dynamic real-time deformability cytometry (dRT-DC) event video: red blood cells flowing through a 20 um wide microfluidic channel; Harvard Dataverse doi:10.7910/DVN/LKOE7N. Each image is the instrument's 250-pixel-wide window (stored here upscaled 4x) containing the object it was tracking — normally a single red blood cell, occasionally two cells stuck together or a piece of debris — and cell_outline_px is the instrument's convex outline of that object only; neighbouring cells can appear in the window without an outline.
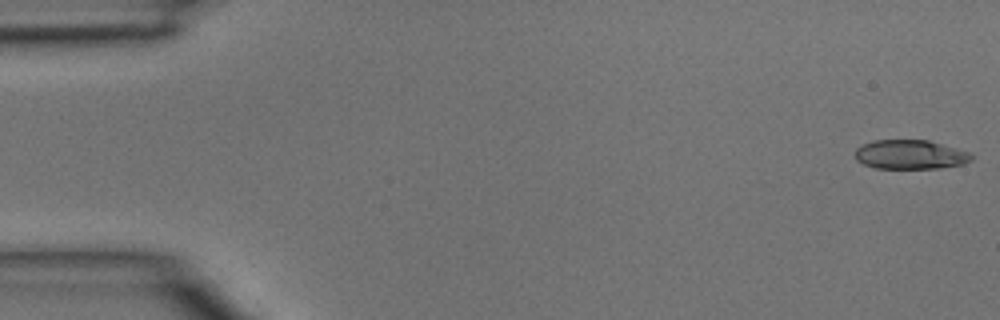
{"species": "common noctule bat (a hibernating species)", "species_latin": "Nyctalus noctula", "temperature_condition": "room temperature", "stored_images_in_passage": 4, "camera_frame_rate_fps": 3000, "um_per_image_px": 0.085, "animal": {"sex": "male", "body_mass_g": 15.6}, "frame": {"image": 1, "passage_image": 1, "time_ms": 0.0, "image_size_px": [1000, 320], "cell_outline_px": [[972, 160], [964, 164], [940, 168], [876, 168], [864, 164], [856, 160], [856, 148], [872, 140], [928, 140], [968, 152], [972, 156]], "centroid_in_image_um": [77.36, 13.14], "position_along_channel_um": 7.6, "area_um2": 19.65}}
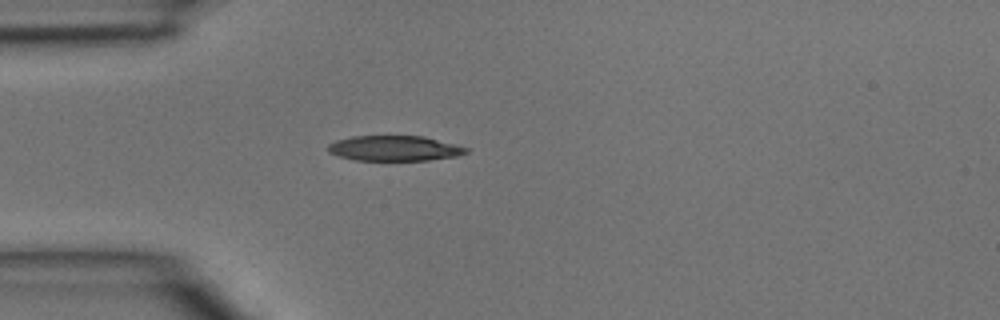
{"frame": {"image": 2, "passage_image": 4, "time_ms": 1.0, "image_size_px": [1000, 320], "cell_outline_px": [[468, 152], [456, 156], [428, 160], [352, 160], [328, 152], [328, 144], [336, 140], [352, 136], [424, 136], [468, 148]], "centroid_in_image_um": [33.49, 12.6], "position_along_channel_um": 51.5, "area_um2": 20.17}}